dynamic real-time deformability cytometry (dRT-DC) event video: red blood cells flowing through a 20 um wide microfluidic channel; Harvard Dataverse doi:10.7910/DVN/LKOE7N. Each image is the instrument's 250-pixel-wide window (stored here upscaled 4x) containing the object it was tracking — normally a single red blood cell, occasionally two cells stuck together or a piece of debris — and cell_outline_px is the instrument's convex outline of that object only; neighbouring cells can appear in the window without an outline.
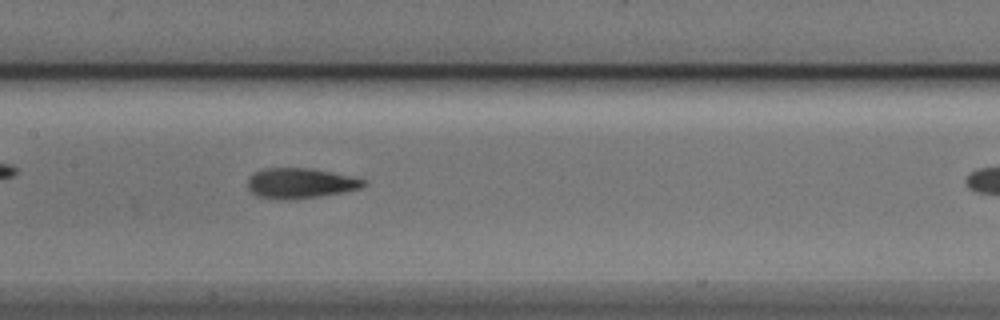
{"species": "Egyptian fruit bat (a non-hibernating species)", "species_latin": "Rousettus aegyptiacus", "temperature_condition": "cold", "stored_images_in_passage": 41, "camera_frame_rate_fps": 3000, "um_per_image_px": 0.085, "animal": {"sex": "male"}, "frame": {"image": 1, "passage_image": 24, "time_ms": 7.667, "image_size_px": [1000, 320], "cell_outline_px": [[364, 184], [360, 188], [340, 192], [316, 196], [288, 200], [284, 200], [256, 196], [248, 188], [248, 176], [264, 168], [312, 168], [364, 180]], "centroid_in_image_um": [25.42, 15.57], "position_along_channel_um": 182.0, "area_um2": 19.94}}
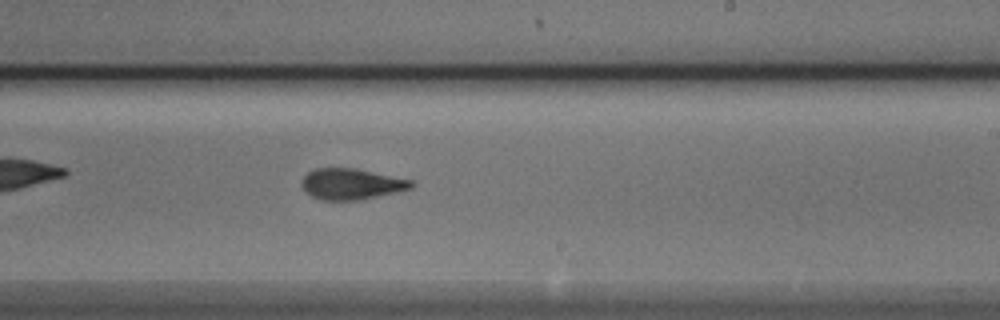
{"frame": {"image": 2, "passage_image": 30, "time_ms": 9.667, "image_size_px": [1000, 320], "cell_outline_px": [[416, 184], [412, 188], [360, 200], [320, 200], [312, 196], [304, 188], [304, 176], [308, 172], [316, 168], [356, 168], [412, 180]], "centroid_in_image_um": [29.91, 15.64], "position_along_channel_um": 259.1, "area_um2": 19.54}}